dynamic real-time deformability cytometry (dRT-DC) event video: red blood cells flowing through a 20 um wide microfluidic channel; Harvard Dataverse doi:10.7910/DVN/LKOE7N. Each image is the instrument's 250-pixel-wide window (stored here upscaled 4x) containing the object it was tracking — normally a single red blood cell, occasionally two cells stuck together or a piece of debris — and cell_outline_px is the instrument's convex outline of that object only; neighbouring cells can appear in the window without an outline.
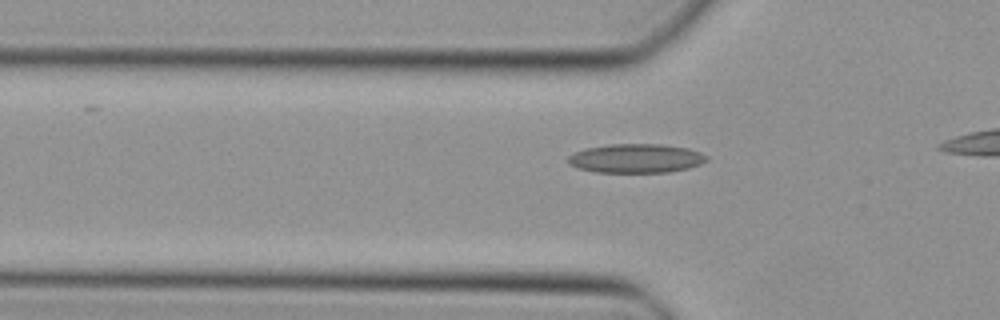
{"species": "Egyptian fruit bat (a non-hibernating species)", "species_latin": "Rousettus aegyptiacus", "temperature_condition": "cold", "stored_images_in_passage": 10, "camera_frame_rate_fps": 3000, "um_per_image_px": 0.085, "animal": {"sex": "female"}, "frame": {"image": 1, "passage_image": 8, "time_ms": 2.333, "image_size_px": [1000, 320], "cell_outline_px": [[708, 160], [700, 164], [688, 168], [668, 172], [596, 172], [576, 168], [568, 164], [568, 156], [572, 152], [584, 148], [608, 144], [664, 144], [688, 148], [700, 152], [708, 156]], "centroid_in_image_um": [54.03, 13.45], "position_along_channel_um": 71.8, "area_um2": 23.7}}